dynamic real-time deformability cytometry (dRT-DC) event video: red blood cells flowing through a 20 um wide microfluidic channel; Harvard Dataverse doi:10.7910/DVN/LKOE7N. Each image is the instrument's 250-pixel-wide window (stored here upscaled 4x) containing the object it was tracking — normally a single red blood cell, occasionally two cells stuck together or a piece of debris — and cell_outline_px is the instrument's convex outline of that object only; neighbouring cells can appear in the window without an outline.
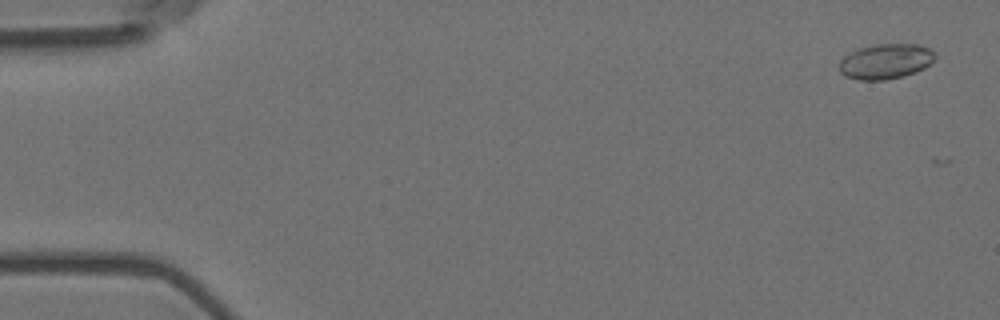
{"species": "Egyptian fruit bat (a non-hibernating species)", "species_latin": "Rousettus aegyptiacus", "temperature_condition": "room temperature", "stored_images_in_passage": 4, "camera_frame_rate_fps": 3000, "um_per_image_px": 0.085, "animal": {"sex": "female"}, "frame": {"image": 1, "passage_image": 3, "time_ms": 0.667, "image_size_px": [1000, 320], "cell_outline_px": [[936, 56], [924, 68], [916, 72], [884, 80], [860, 80], [848, 76], [840, 72], [840, 60], [844, 56], [860, 48], [872, 44], [916, 44], [928, 48]], "centroid_in_image_um": [75.26, 5.21], "position_along_channel_um": 9.7, "area_um2": 19.25}}